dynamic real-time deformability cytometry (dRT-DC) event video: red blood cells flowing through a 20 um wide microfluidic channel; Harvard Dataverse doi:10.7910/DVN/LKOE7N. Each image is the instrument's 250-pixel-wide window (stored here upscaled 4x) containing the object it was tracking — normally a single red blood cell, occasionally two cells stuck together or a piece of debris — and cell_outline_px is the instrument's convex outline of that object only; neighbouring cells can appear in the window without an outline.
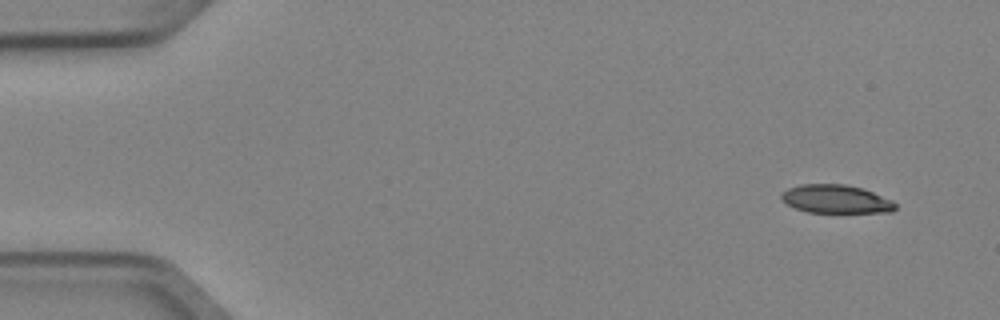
{"species": "Egyptian fruit bat (a non-hibernating species)", "species_latin": "Rousettus aegyptiacus", "temperature_condition": "cold", "stored_images_in_passage": 4, "camera_frame_rate_fps": 3000, "um_per_image_px": 0.085, "animal": {"sex": "female"}, "frame": {"image": 1, "passage_image": 1, "time_ms": 0.0, "image_size_px": [1000, 320], "cell_outline_px": [[896, 208], [892, 212], [808, 212], [796, 208], [788, 204], [780, 196], [780, 192], [788, 188], [800, 184], [844, 184], [860, 188], [872, 192], [892, 200], [896, 204]], "centroid_in_image_um": [71.04, 16.91], "position_along_channel_um": 14.0, "area_um2": 18.67}}
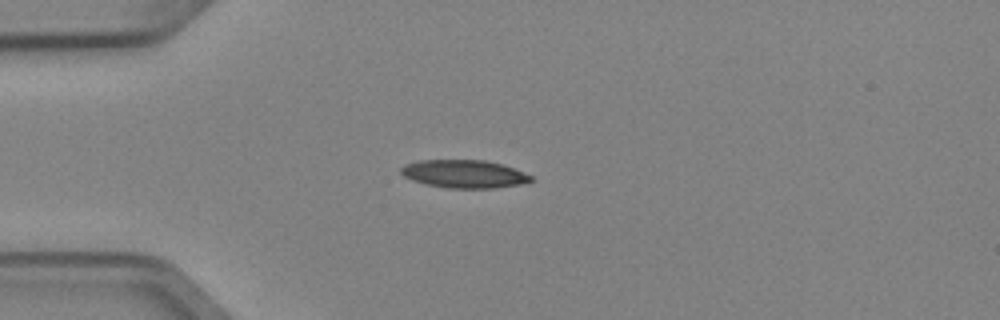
{"frame": {"image": 2, "passage_image": 4, "time_ms": 1.0, "image_size_px": [1000, 320], "cell_outline_px": [[532, 180], [520, 184], [492, 188], [448, 188], [428, 184], [412, 180], [404, 176], [400, 172], [400, 168], [408, 164], [420, 160], [484, 160], [500, 164], [512, 168], [532, 176]], "centroid_in_image_um": [39.43, 14.78], "position_along_channel_um": 45.6, "area_um2": 20.81}}